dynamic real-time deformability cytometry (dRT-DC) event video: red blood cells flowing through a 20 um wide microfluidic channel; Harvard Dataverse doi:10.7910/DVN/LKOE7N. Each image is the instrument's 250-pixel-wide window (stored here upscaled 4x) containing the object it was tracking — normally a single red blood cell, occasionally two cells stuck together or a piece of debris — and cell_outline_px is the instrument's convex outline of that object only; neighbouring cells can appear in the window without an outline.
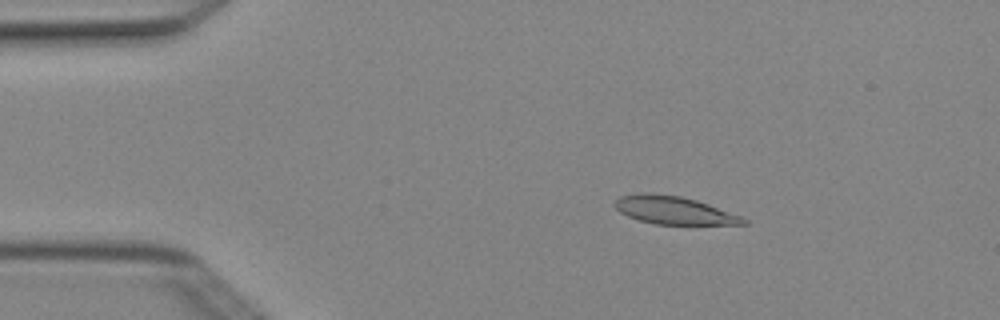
{"species": "Egyptian fruit bat (a non-hibernating species)", "species_latin": "Rousettus aegyptiacus", "temperature_condition": "cold", "stored_images_in_passage": 6, "camera_frame_rate_fps": 3000, "um_per_image_px": 0.085, "animal": {"sex": "female"}, "frame": {"image": 1, "passage_image": 3, "time_ms": 0.667, "image_size_px": [1000, 320], "cell_outline_px": [[748, 224], [656, 224], [640, 220], [628, 216], [620, 212], [612, 204], [620, 196], [640, 192], [652, 192], [680, 196], [696, 200], [708, 204], [740, 216], [748, 220]], "centroid_in_image_um": [57.23, 17.85], "position_along_channel_um": 27.8, "area_um2": 20.81}}
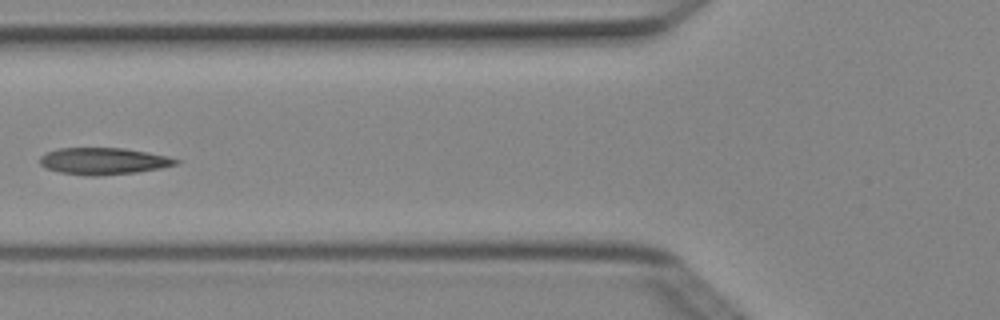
{"frame": {"image": 2, "passage_image": 6, "time_ms": 1.667, "image_size_px": [1000, 320], "cell_outline_px": [[180, 164], [160, 168], [136, 172], [100, 176], [88, 176], [60, 172], [44, 168], [40, 164], [40, 156], [56, 148], [124, 148], [148, 152], [168, 156], [180, 160]], "centroid_in_image_um": [8.8, 13.69], "position_along_channel_um": 117.0, "area_um2": 21.39}}